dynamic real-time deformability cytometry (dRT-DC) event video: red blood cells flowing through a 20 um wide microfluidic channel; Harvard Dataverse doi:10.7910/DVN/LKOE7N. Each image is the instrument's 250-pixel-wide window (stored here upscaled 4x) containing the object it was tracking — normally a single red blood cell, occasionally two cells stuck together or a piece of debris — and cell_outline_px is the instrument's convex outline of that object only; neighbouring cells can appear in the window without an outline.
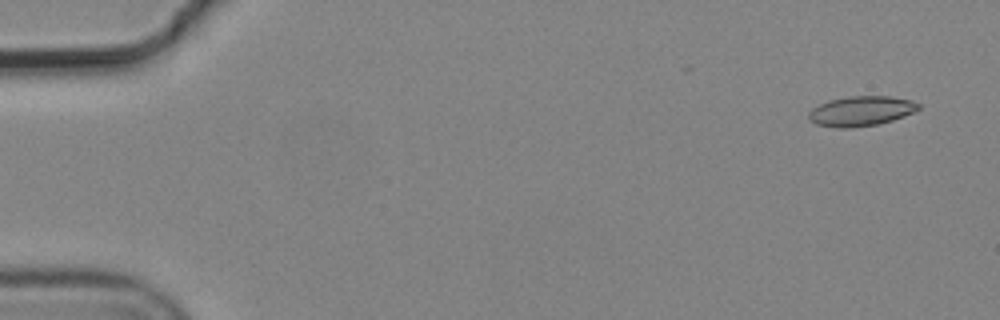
{"species": "common noctule bat (a hibernating species)", "species_latin": "Nyctalus noctula", "temperature_condition": "cold", "stored_images_in_passage": 6, "camera_frame_rate_fps": 3000, "um_per_image_px": 0.085, "animal": {"sex": "male", "body_mass_g": 19.2, "forearm_length_mm": 51.8}, "frame": {"image": 1, "passage_image": 1, "time_ms": 0.0, "image_size_px": [1000, 320], "cell_outline_px": [[920, 108], [904, 116], [892, 120], [876, 124], [848, 128], [836, 128], [816, 124], [808, 120], [808, 112], [812, 108], [828, 100], [848, 96], [888, 96], [912, 100], [920, 104]], "centroid_in_image_um": [73.15, 9.43], "position_along_channel_um": 11.8, "area_um2": 19.13}}
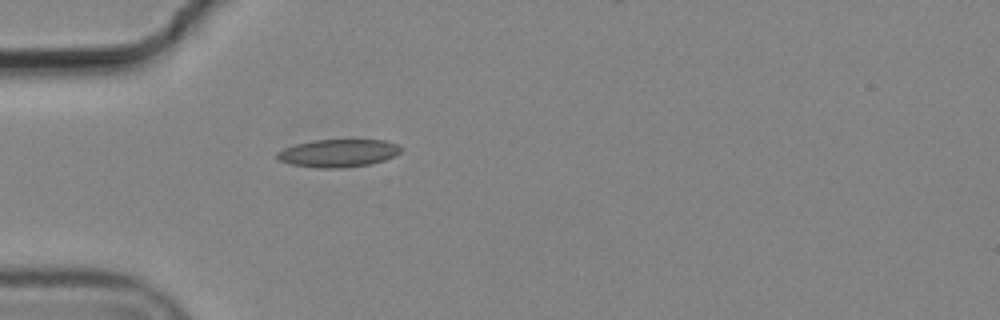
{"frame": {"image": 2, "passage_image": 5, "time_ms": 1.333, "image_size_px": [1000, 320], "cell_outline_px": [[404, 148], [396, 156], [384, 160], [368, 164], [344, 168], [320, 168], [292, 164], [280, 160], [276, 156], [276, 152], [284, 148], [296, 144], [312, 140], [384, 140], [396, 144]], "centroid_in_image_um": [28.77, 13.01], "position_along_channel_um": 56.2, "area_um2": 20.0}}